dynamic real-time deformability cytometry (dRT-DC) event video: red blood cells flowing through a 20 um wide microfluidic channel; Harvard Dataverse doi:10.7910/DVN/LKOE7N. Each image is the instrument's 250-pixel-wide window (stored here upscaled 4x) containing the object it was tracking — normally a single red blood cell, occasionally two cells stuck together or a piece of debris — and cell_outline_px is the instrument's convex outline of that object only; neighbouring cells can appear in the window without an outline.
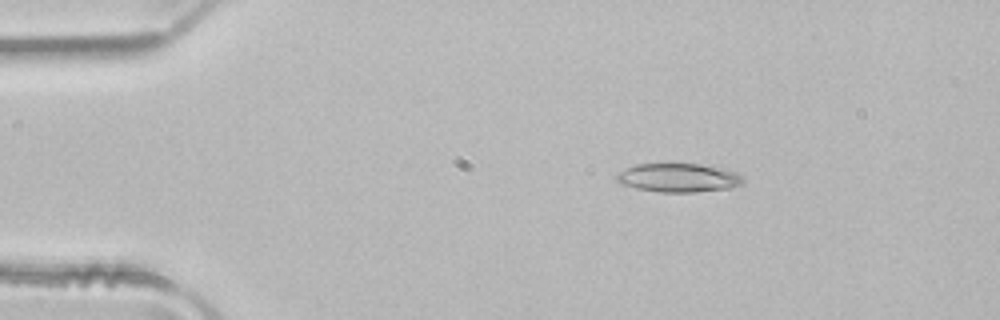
{"species": "common noctule bat (a hibernating species)", "species_latin": "Nyctalus noctula", "temperature_condition": "room temperature", "stored_images_in_passage": 3, "camera_frame_rate_fps": 3000, "um_per_image_px": 0.085, "animal": {"sex": "male", "body_mass_g": 21.5, "forearm_length_mm": 52.0}, "frame": {"image": 1, "passage_image": 2, "time_ms": 0.333, "image_size_px": [1000, 320], "cell_outline_px": [[744, 180], [740, 184], [724, 188], [696, 192], [660, 192], [636, 188], [624, 184], [616, 180], [616, 176], [620, 172], [636, 164], [672, 160], [700, 164], [724, 168], [736, 172], [744, 176]], "centroid_in_image_um": [57.66, 15.05], "position_along_channel_um": 27.3, "area_um2": 21.79}}